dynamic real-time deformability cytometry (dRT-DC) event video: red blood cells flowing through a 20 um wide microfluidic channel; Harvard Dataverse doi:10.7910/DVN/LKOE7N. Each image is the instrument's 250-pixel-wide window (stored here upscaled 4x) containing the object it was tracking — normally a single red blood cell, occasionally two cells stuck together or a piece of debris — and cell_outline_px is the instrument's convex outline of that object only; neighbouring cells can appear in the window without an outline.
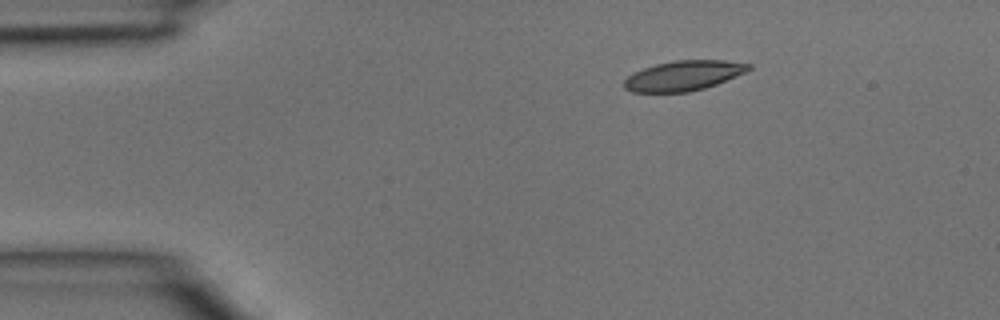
{"species": "common noctule bat (a hibernating species)", "species_latin": "Nyctalus noctula", "temperature_condition": "room temperature", "stored_images_in_passage": 3, "camera_frame_rate_fps": 3000, "um_per_image_px": 0.085, "animal": {"sex": "male", "body_mass_g": 15.6}, "frame": {"image": 1, "passage_image": 1, "time_ms": 0.0, "image_size_px": [1000, 320], "cell_outline_px": [[752, 68], [744, 72], [716, 84], [704, 88], [688, 92], [632, 92], [624, 88], [624, 80], [632, 72], [656, 64], [676, 60], [724, 60], [752, 64]], "centroid_in_image_um": [58.07, 6.43], "position_along_channel_um": 26.9, "area_um2": 21.62}}
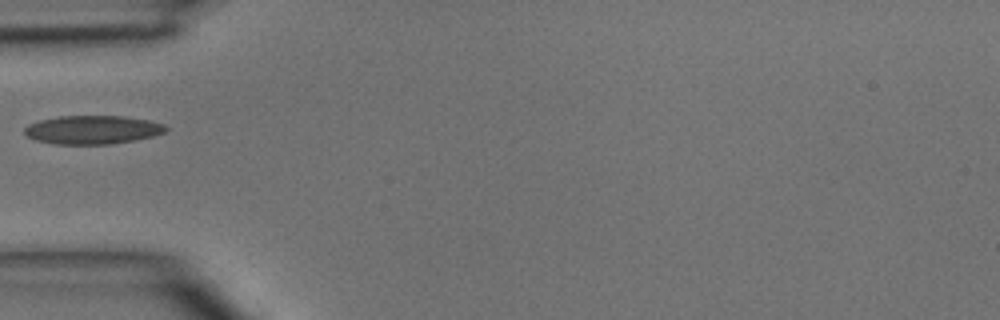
{"frame": {"image": 2, "passage_image": 3, "time_ms": 0.667, "image_size_px": [1000, 320], "cell_outline_px": [[168, 128], [164, 132], [152, 136], [136, 140], [112, 144], [56, 144], [36, 140], [28, 136], [24, 132], [24, 128], [28, 124], [40, 120], [60, 116], [124, 116], [148, 120], [164, 124]], "centroid_in_image_um": [7.87, 11.03], "position_along_channel_um": 77.1, "area_um2": 23.47}}